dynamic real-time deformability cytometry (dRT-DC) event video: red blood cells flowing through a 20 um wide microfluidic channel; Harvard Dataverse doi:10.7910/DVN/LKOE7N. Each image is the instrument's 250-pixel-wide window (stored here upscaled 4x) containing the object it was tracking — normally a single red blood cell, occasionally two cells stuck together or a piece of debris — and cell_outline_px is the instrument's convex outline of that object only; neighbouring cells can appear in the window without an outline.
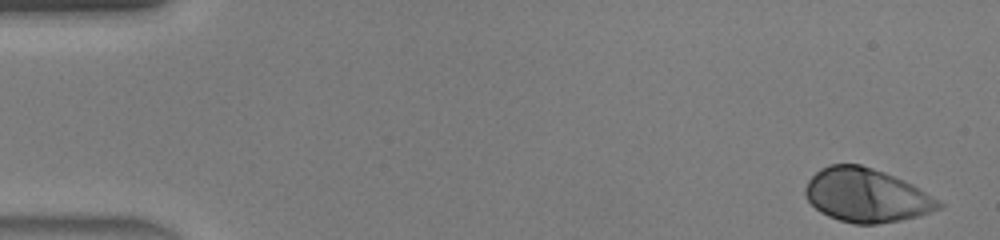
{"species": "human", "species_latin": "Homo sapiens", "temperature_condition": "warm", "stored_images_in_passage": 46, "segment_of_instrument_passage": [1, 2], "camera_frame_rate_fps": 3000, "um_per_image_px": 0.085, "donor": {"sex": "male"}, "frame": {"image": 1, "passage_image": 1, "time_ms": 0.0, "image_size_px": [1000, 240], "cell_outline_px": [[944, 208], [916, 216], [900, 220], [876, 224], [856, 224], [840, 220], [828, 216], [820, 212], [804, 196], [804, 188], [808, 180], [820, 168], [828, 164], [860, 164], [884, 172], [904, 180], [912, 184], [940, 200], [944, 204]], "centroid_in_image_um": [73.64, 16.6], "position_along_channel_um": 11.4, "area_um2": 41.79}}
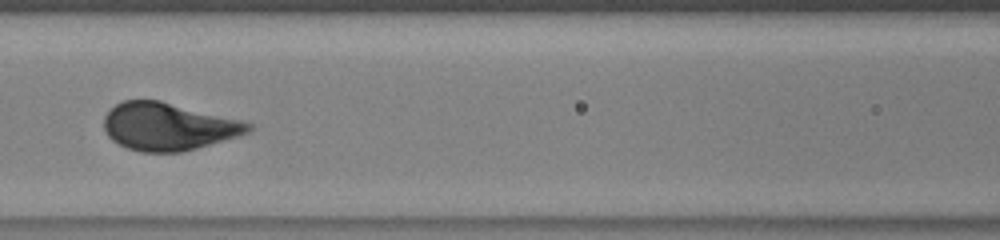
{"frame": {"image": 2, "passage_image": 20, "time_ms": 6.333, "image_size_px": [1000, 240], "cell_outline_px": [[256, 128], [240, 136], [184, 152], [140, 152], [128, 148], [112, 140], [108, 136], [104, 128], [104, 116], [116, 104], [124, 100], [160, 100], [240, 120], [252, 124]], "centroid_in_image_um": [14.32, 10.76], "position_along_channel_um": 152.3, "area_um2": 40.06}}
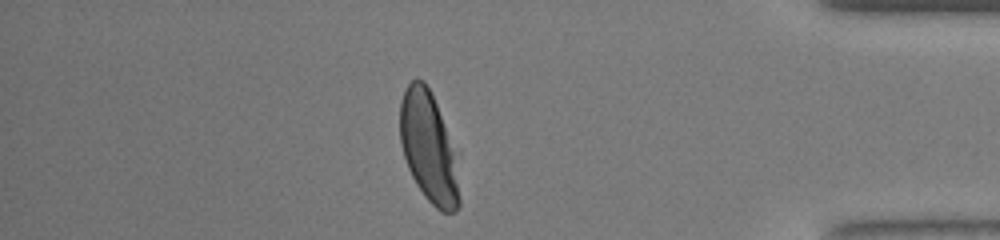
{"frame": {"image": 3, "passage_image": 39, "time_ms": 12.667, "image_size_px": [1000, 240], "cell_outline_px": [[460, 204], [456, 212], [440, 212], [424, 196], [416, 184], [408, 168], [400, 144], [400, 100], [408, 84], [412, 80], [424, 80], [460, 152]], "centroid_in_image_um": [36.52, 12.59], "position_along_channel_um": 398.7, "area_um2": 39.48}}